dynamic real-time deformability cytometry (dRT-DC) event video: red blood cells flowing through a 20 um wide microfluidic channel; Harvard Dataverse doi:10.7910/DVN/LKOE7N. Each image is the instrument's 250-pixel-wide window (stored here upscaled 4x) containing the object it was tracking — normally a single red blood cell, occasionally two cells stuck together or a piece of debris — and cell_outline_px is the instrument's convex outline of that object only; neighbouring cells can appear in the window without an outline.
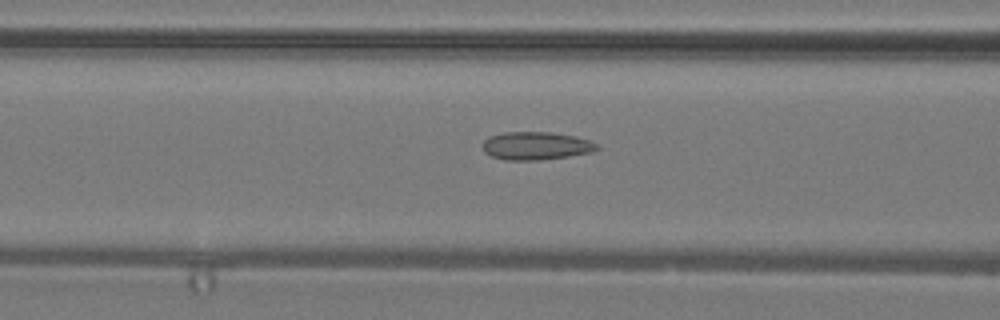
{"species": "common noctule bat (a hibernating species)", "species_latin": "Nyctalus noctula", "temperature_condition": "warm", "stored_images_in_passage": 37, "camera_frame_rate_fps": 3000, "um_per_image_px": 0.085, "animal": {"sex": "male", "body_mass_g": 19.2, "forearm_length_mm": 51.8}, "frame": {"image": 1, "passage_image": 14, "time_ms": 4.333, "image_size_px": [1000, 320], "cell_outline_px": [[600, 148], [592, 152], [568, 156], [540, 160], [504, 160], [492, 156], [484, 152], [484, 140], [488, 136], [504, 132], [552, 132], [576, 136], [600, 144]], "centroid_in_image_um": [45.59, 12.39], "position_along_channel_um": 121.0, "area_um2": 18.79}}
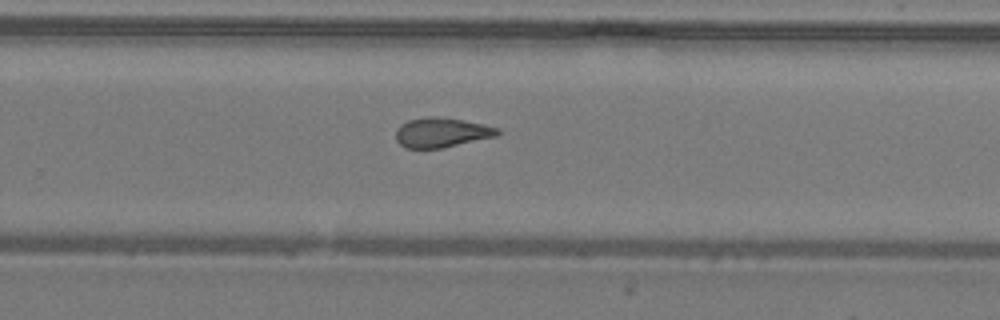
{"frame": {"image": 2, "passage_image": 24, "time_ms": 7.667, "image_size_px": [1000, 320], "cell_outline_px": [[500, 132], [496, 136], [444, 148], [404, 148], [396, 140], [396, 132], [400, 124], [408, 120], [424, 116], [436, 116], [484, 124], [496, 128]], "centroid_in_image_um": [37.49, 11.26], "position_along_channel_um": 292.3, "area_um2": 17.57}}
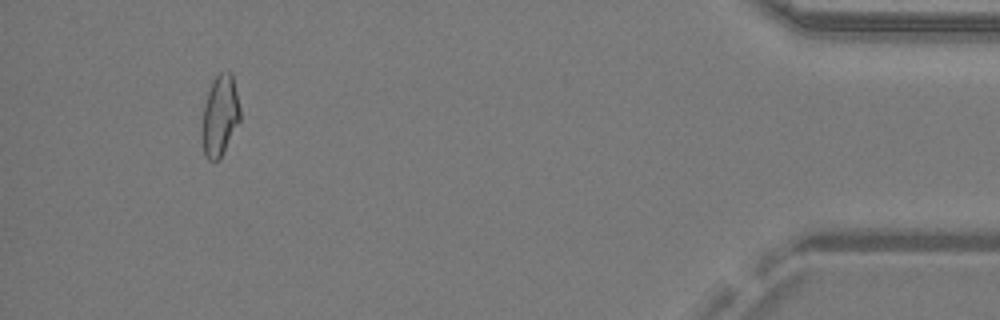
{"frame": {"image": 3, "passage_image": 35, "time_ms": 11.333, "image_size_px": [1000, 320], "cell_outline_px": [[240, 120], [220, 160], [208, 160], [204, 156], [200, 136], [200, 132], [204, 104], [212, 80], [220, 72], [232, 72], [240, 108]], "centroid_in_image_um": [18.66, 9.87], "position_along_channel_um": 416.5, "area_um2": 18.32}}